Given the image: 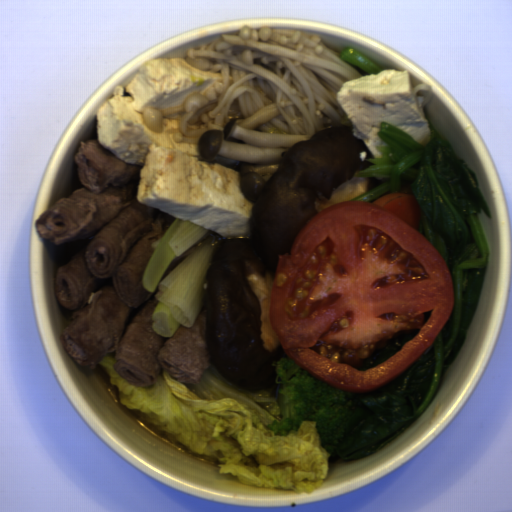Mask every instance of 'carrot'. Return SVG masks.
Wrapping results in <instances>:
<instances>
[{"label":"carrot","instance_id":"1","mask_svg":"<svg viewBox=\"0 0 512 512\" xmlns=\"http://www.w3.org/2000/svg\"><path fill=\"white\" fill-rule=\"evenodd\" d=\"M372 203L419 231L422 210L414 195L404 192H391L377 198Z\"/></svg>","mask_w":512,"mask_h":512}]
</instances>
